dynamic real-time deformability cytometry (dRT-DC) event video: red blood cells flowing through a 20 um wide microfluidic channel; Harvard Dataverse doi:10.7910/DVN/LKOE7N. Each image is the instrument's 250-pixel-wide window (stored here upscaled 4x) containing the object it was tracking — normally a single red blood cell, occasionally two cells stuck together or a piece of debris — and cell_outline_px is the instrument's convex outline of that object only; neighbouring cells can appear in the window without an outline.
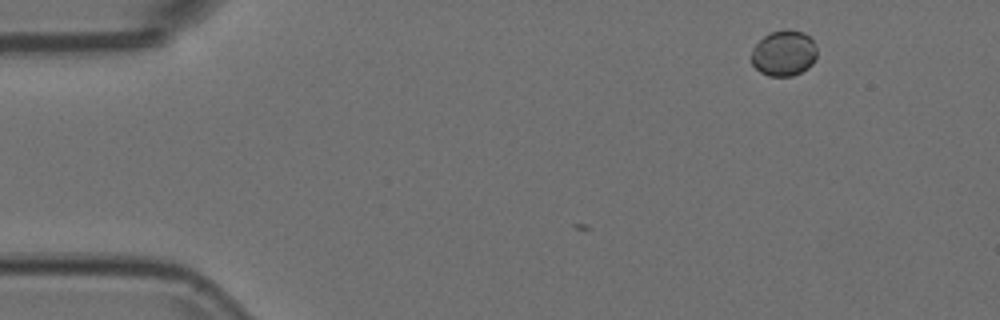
{"species": "Egyptian fruit bat (a non-hibernating species)", "species_latin": "Rousettus aegyptiacus", "temperature_condition": "room temperature", "stored_images_in_passage": 6, "camera_frame_rate_fps": 3000, "um_per_image_px": 0.085, "animal": {"sex": "female"}, "frame": {"image": 1, "passage_image": 1, "time_ms": 0.0, "image_size_px": [1000, 320], "cell_outline_px": [[816, 56], [812, 64], [808, 68], [792, 76], [768, 76], [760, 72], [752, 64], [752, 48], [764, 36], [772, 32], [804, 32], [816, 44]], "centroid_in_image_um": [66.62, 4.57], "position_along_channel_um": 18.4, "area_um2": 17.05}}